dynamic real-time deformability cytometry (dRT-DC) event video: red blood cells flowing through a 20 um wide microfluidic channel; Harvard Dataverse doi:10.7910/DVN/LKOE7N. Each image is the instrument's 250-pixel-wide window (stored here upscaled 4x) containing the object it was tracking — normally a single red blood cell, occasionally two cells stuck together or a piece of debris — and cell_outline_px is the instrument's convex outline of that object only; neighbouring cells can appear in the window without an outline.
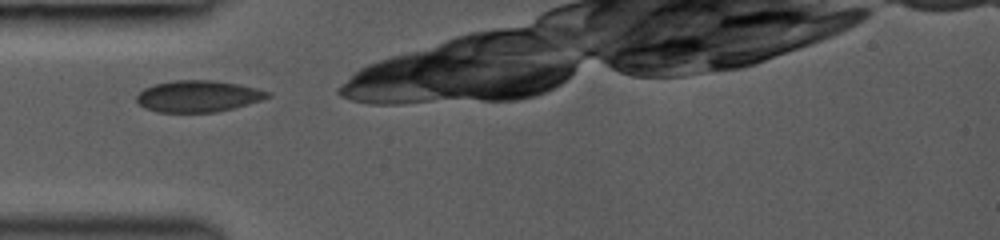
{"species": "common noctule bat (a hibernating species)", "species_latin": "Nyctalus noctula", "temperature_condition": "room temperature", "stored_images_in_passage": 27, "camera_frame_rate_fps": 3000, "um_per_image_px": 0.085, "animal": {"sex": "female", "body_mass_g": 19.0, "forearm_length_mm": 53.3}, "frame": {"image": 1, "passage_image": 1, "time_ms": 0.0, "image_size_px": [1000, 240], "cell_outline_px": [[272, 96], [248, 104], [216, 112], [156, 112], [144, 108], [136, 100], [136, 96], [144, 88], [156, 84], [176, 80], [212, 80], [240, 84], [272, 92]], "centroid_in_image_um": [16.85, 8.18], "position_along_channel_um": 68.1, "area_um2": 24.04}}
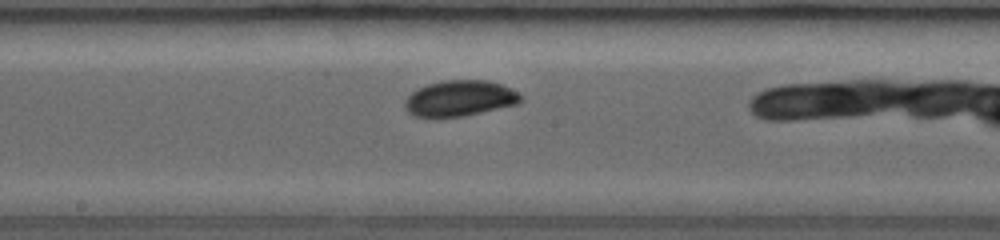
{"frame": {"image": 2, "passage_image": 11, "time_ms": 3.333, "image_size_px": [1000, 240], "cell_outline_px": [[524, 100], [516, 104], [464, 116], [412, 116], [404, 108], [404, 100], [416, 88], [428, 84], [444, 80], [488, 80], [504, 84], [524, 96]], "centroid_in_image_um": [39.1, 8.34], "position_along_channel_um": 209.1, "area_um2": 24.28}}
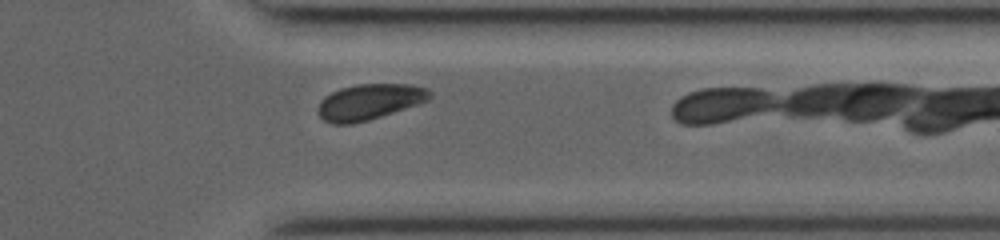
{"frame": {"image": 3, "passage_image": 23, "time_ms": 7.333, "image_size_px": [1000, 240], "cell_outline_px": [[432, 96], [428, 100], [420, 104], [368, 120], [352, 124], [332, 124], [324, 120], [316, 112], [320, 100], [324, 96], [340, 88], [356, 84], [412, 84], [428, 88], [432, 92]], "centroid_in_image_um": [31.41, 8.65], "position_along_channel_um": 380.0, "area_um2": 23.58}}